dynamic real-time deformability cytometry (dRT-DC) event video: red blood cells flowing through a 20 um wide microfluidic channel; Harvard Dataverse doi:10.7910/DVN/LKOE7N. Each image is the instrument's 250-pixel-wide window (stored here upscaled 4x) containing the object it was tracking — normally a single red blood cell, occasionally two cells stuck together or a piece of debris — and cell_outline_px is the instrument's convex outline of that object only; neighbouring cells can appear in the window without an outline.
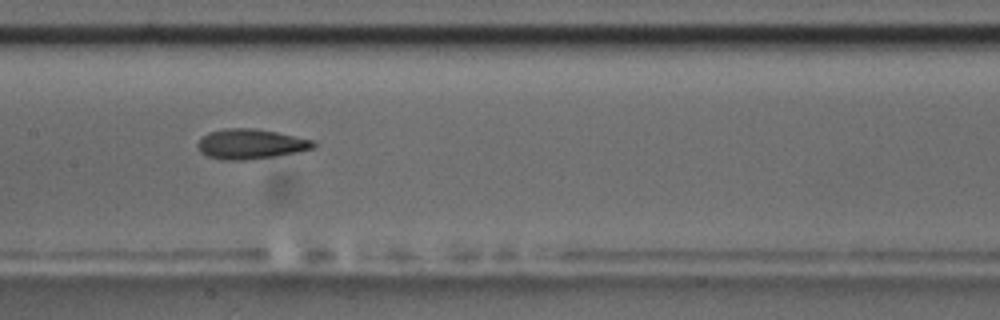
{"species": "common noctule bat (a hibernating species)", "species_latin": "Nyctalus noctula", "temperature_condition": "room temperature", "stored_images_in_passage": 6, "camera_frame_rate_fps": 3000, "um_per_image_px": 0.085, "animal": {"sex": "male", "body_mass_g": 17.5, "forearm_length_mm": 52.3}, "frame": {"image": 1, "passage_image": 5, "time_ms": 4.333, "image_size_px": [1000, 320], "cell_outline_px": [[316, 144], [312, 148], [296, 152], [276, 156], [244, 160], [220, 160], [208, 156], [200, 152], [196, 144], [200, 136], [208, 132], [224, 128], [256, 128], [276, 132], [312, 140]], "centroid_in_image_um": [21.22, 12.23], "position_along_channel_um": 186.2, "area_um2": 20.29}}